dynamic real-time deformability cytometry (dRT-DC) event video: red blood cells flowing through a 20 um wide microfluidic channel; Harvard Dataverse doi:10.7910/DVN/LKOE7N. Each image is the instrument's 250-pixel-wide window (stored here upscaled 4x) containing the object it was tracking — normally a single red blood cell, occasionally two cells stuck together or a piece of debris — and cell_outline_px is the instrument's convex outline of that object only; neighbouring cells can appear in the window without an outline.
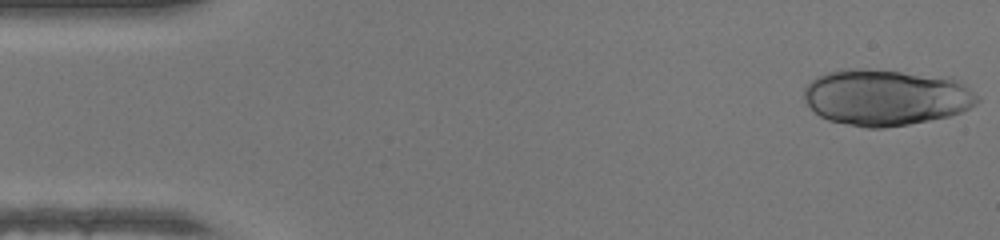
{"species": "human", "species_latin": "Homo sapiens", "temperature_condition": "warm", "stored_images_in_passage": 22, "camera_frame_rate_fps": 3000, "um_per_image_px": 0.085, "donor": {"sex": "female"}, "frame": {"image": 1, "passage_image": 1, "time_ms": 0.0, "image_size_px": [1000, 240], "cell_outline_px": [[980, 100], [976, 104], [960, 112], [948, 116], [908, 124], [884, 128], [868, 128], [828, 120], [820, 116], [804, 100], [804, 88], [812, 80], [828, 72], [848, 68], [860, 68], [952, 76], [960, 80], [980, 96]], "centroid_in_image_um": [75.36, 8.25], "position_along_channel_um": 9.6, "area_um2": 57.05}}